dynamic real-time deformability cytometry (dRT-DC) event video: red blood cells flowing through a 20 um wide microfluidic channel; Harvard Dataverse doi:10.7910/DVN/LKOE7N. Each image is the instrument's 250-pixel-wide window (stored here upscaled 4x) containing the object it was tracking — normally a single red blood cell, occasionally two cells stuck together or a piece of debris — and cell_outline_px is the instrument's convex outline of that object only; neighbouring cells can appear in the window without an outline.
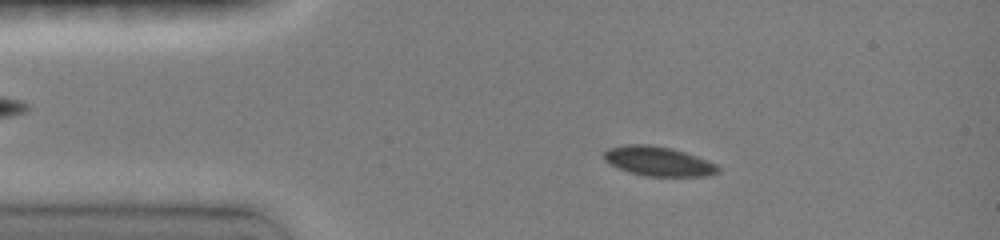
{"species": "common noctule bat (a hibernating species)", "species_latin": "Nyctalus noctula", "temperature_condition": "room temperature", "stored_images_in_passage": 25, "camera_frame_rate_fps": 3000, "um_per_image_px": 0.085, "animal": {"sex": "female", "body_mass_g": 19.0, "forearm_length_mm": 51.5}, "frame": {"image": 1, "passage_image": 7, "time_ms": 2.0, "image_size_px": [1000, 240], "cell_outline_px": [[720, 172], [708, 176], [644, 176], [628, 172], [604, 160], [604, 152], [608, 148], [628, 144], [648, 144], [672, 148], [696, 156], [716, 164], [720, 168]], "centroid_in_image_um": [55.97, 13.71], "position_along_channel_um": 29.0, "area_um2": 19.54}}
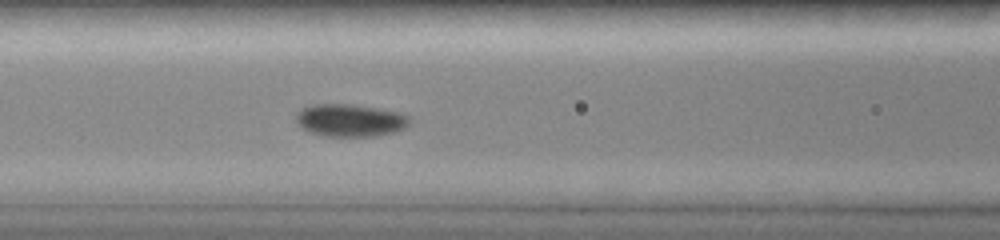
{"frame": {"image": 2, "passage_image": 16, "time_ms": 5.667, "image_size_px": [1000, 240], "cell_outline_px": [[408, 124], [404, 128], [392, 132], [376, 136], [324, 136], [312, 132], [304, 128], [296, 120], [296, 112], [304, 108], [316, 104], [352, 104], [400, 112], [408, 116]], "centroid_in_image_um": [29.76, 10.22], "position_along_channel_um": 136.8, "area_um2": 21.15}}
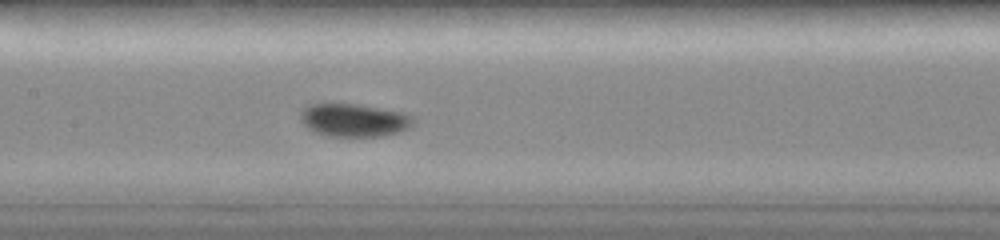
{"frame": {"image": 3, "passage_image": 19, "time_ms": 6.667, "image_size_px": [1000, 240], "cell_outline_px": [[412, 124], [408, 128], [400, 132], [380, 136], [328, 136], [316, 132], [308, 128], [300, 120], [300, 112], [308, 104], [356, 104], [404, 112], [412, 116]], "centroid_in_image_um": [30.07, 10.21], "position_along_channel_um": 177.3, "area_um2": 21.56}}